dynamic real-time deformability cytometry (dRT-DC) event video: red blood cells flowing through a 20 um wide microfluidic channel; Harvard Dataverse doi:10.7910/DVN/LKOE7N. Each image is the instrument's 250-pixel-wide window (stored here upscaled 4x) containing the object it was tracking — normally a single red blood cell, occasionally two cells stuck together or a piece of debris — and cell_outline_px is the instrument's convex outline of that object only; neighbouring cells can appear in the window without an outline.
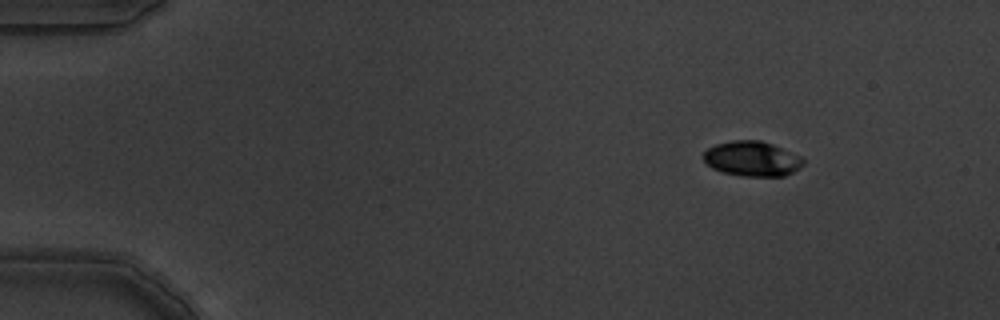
{"species": "common noctule bat (a hibernating species)", "species_latin": "Nyctalus noctula", "temperature_condition": "warm", "stored_images_in_passage": 4, "camera_frame_rate_fps": 3000, "um_per_image_px": 0.085, "animal": {"sex": "male", "body_mass_g": 19.5, "forearm_length_mm": 54.6}, "frame": {"image": 1, "passage_image": 1, "time_ms": 0.0, "image_size_px": [1000, 320], "cell_outline_px": [[804, 164], [800, 168], [784, 176], [744, 176], [724, 172], [712, 168], [700, 156], [708, 148], [716, 144], [732, 140], [760, 140], [772, 144], [800, 156], [804, 160]], "centroid_in_image_um": [63.91, 13.49], "position_along_channel_um": 21.1, "area_um2": 20.29}}
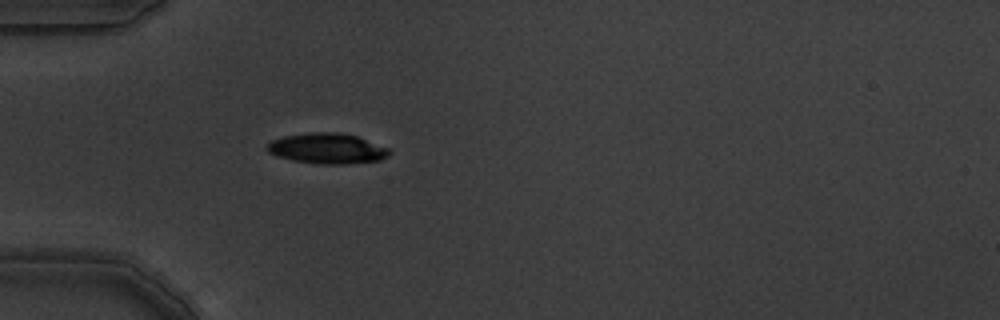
{"frame": {"image": 2, "passage_image": 4, "time_ms": 1.0, "image_size_px": [1000, 320], "cell_outline_px": [[392, 152], [388, 156], [380, 160], [344, 164], [320, 164], [292, 160], [276, 156], [268, 152], [264, 148], [272, 140], [284, 136], [308, 132], [336, 132], [356, 136], [388, 148]], "centroid_in_image_um": [27.78, 12.62], "position_along_channel_um": 57.2, "area_um2": 21.68}}